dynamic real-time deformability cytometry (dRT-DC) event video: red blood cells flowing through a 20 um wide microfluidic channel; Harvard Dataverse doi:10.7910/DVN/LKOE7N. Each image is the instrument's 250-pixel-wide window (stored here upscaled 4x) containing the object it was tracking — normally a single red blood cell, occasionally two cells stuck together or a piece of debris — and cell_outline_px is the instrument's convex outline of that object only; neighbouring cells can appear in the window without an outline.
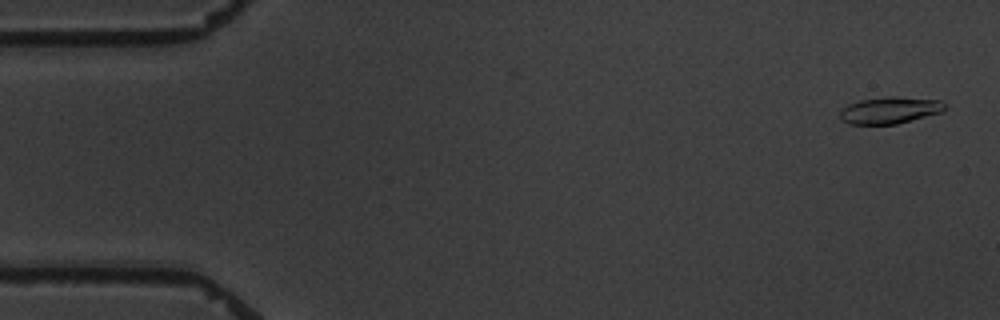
{"species": "common noctule bat (a hibernating species)", "species_latin": "Nyctalus noctula", "temperature_condition": "warm", "stored_images_in_passage": 9, "camera_frame_rate_fps": 3000, "um_per_image_px": 0.085, "animal": {"sex": "male", "body_mass_g": 19.5, "forearm_length_mm": 54.6}, "frame": {"image": 1, "passage_image": 1, "time_ms": 0.0, "image_size_px": [1000, 320], "cell_outline_px": [[944, 108], [940, 112], [896, 124], [848, 124], [840, 116], [840, 108], [848, 104], [860, 100], [888, 96], [892, 96], [940, 100], [944, 104]], "centroid_in_image_um": [75.58, 9.36], "position_along_channel_um": 9.4, "area_um2": 16.13}}
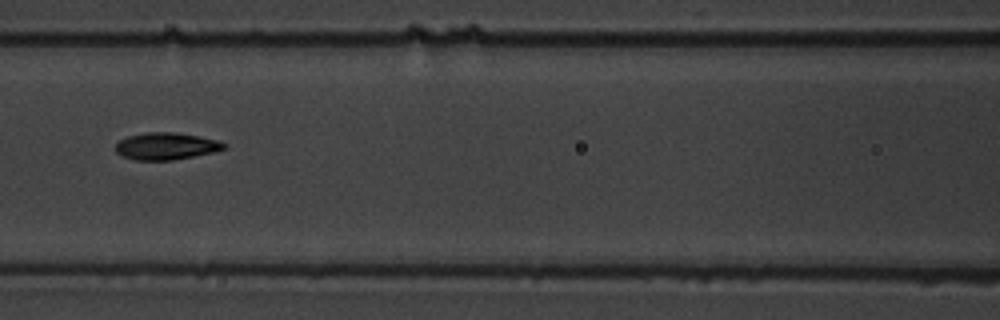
{"frame": {"image": 2, "passage_image": 7, "time_ms": 7.667, "image_size_px": [1000, 320], "cell_outline_px": [[228, 148], [212, 152], [172, 160], [132, 160], [120, 156], [116, 152], [116, 144], [120, 140], [128, 136], [148, 132], [176, 132], [216, 140], [228, 144]], "centroid_in_image_um": [14.1, 12.43], "position_along_channel_um": 152.5, "area_um2": 17.05}}
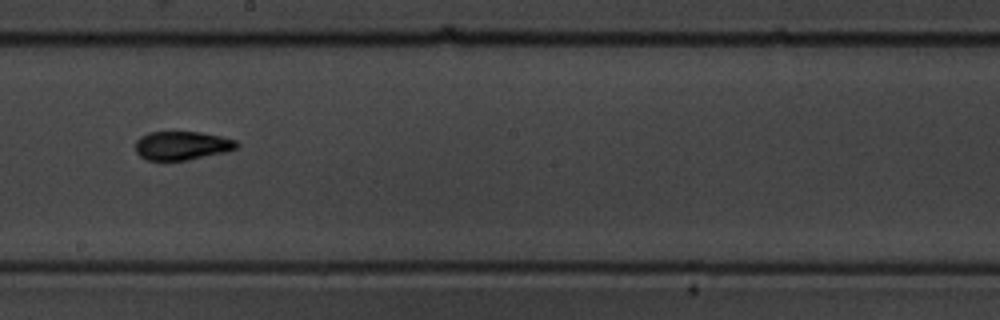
{"frame": {"image": 3, "passage_image": 9, "time_ms": 10.0, "image_size_px": [1000, 320], "cell_outline_px": [[240, 144], [236, 148], [224, 152], [188, 160], [148, 160], [140, 156], [136, 152], [136, 140], [140, 136], [148, 132], [200, 132], [220, 136], [236, 140]], "centroid_in_image_um": [15.45, 12.37], "position_along_channel_um": 232.7, "area_um2": 16.88}}